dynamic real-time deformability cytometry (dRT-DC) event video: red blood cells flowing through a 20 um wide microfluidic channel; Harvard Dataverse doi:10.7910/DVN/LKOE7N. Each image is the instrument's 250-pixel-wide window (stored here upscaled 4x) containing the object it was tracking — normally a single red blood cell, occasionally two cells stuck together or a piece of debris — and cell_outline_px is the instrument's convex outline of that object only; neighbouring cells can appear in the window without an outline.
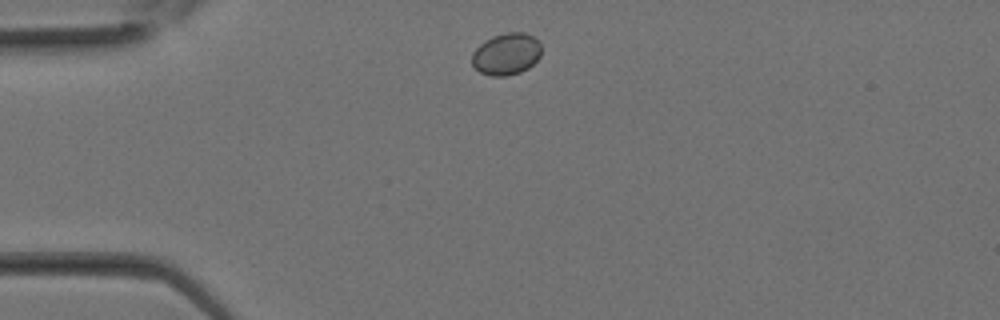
{"species": "Egyptian fruit bat (a non-hibernating species)", "species_latin": "Rousettus aegyptiacus", "temperature_condition": "room temperature", "stored_images_in_passage": 21, "segment_of_instrument_passage": [1, 2], "camera_frame_rate_fps": 3000, "um_per_image_px": 0.085, "animal": {"sex": "female"}, "frame": {"image": 1, "passage_image": 2, "time_ms": 0.333, "image_size_px": [1000, 320], "cell_outline_px": [[540, 56], [528, 68], [520, 72], [504, 76], [492, 76], [480, 72], [472, 64], [472, 52], [484, 40], [492, 36], [508, 32], [524, 32], [532, 36], [540, 44]], "centroid_in_image_um": [43.02, 4.58], "position_along_channel_um": 42.0, "area_um2": 16.82}}
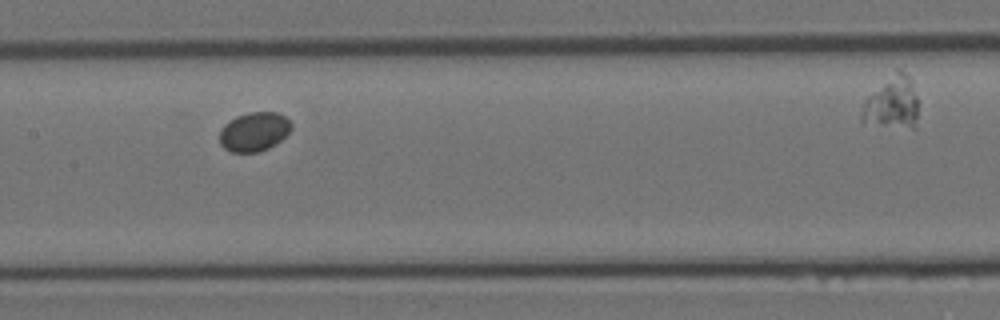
{"frame": {"image": 2, "passage_image": 10, "time_ms": 3.0, "image_size_px": [1000, 320], "cell_outline_px": [[292, 128], [276, 144], [260, 152], [232, 152], [224, 148], [220, 144], [220, 128], [224, 124], [236, 116], [248, 112], [276, 112], [284, 116], [292, 124]], "centroid_in_image_um": [21.58, 11.19], "position_along_channel_um": 185.8, "area_um2": 16.36}}
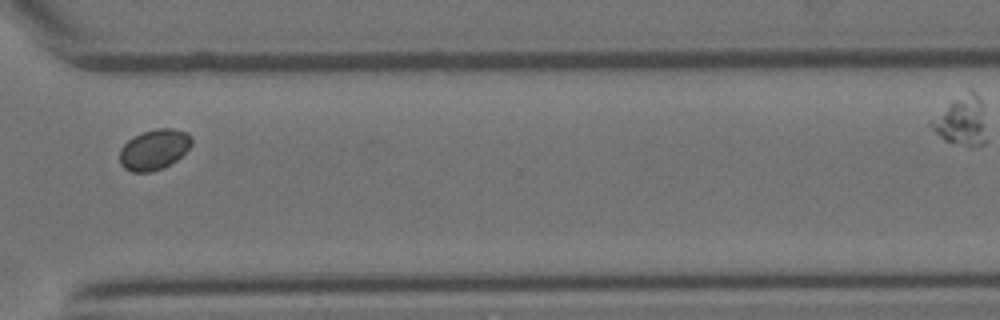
{"frame": {"image": 3, "passage_image": 18, "time_ms": 5.667, "image_size_px": [1000, 320], "cell_outline_px": [[192, 144], [176, 160], [152, 172], [132, 172], [124, 168], [120, 164], [120, 148], [128, 140], [140, 132], [156, 128], [172, 128], [188, 132], [192, 136]], "centroid_in_image_um": [13.09, 12.68], "position_along_channel_um": 357.5, "area_um2": 16.99}}